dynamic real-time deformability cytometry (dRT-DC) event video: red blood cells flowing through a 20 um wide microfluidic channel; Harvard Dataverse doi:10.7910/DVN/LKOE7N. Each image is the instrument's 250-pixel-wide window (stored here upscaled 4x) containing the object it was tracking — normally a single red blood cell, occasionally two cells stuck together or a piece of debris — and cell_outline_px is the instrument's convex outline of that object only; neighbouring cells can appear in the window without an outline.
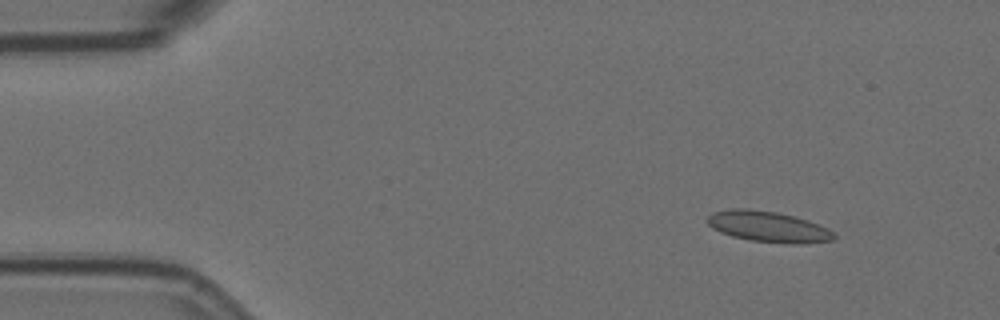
{"species": "Egyptian fruit bat (a non-hibernating species)", "species_latin": "Rousettus aegyptiacus", "temperature_condition": "room temperature", "stored_images_in_passage": 5, "camera_frame_rate_fps": 3000, "um_per_image_px": 0.085, "animal": {"sex": "female"}, "frame": {"image": 1, "passage_image": 2, "time_ms": 0.333, "image_size_px": [1000, 320], "cell_outline_px": [[836, 236], [832, 240], [804, 244], [788, 244], [748, 240], [732, 236], [720, 232], [712, 228], [704, 220], [712, 212], [732, 208], [748, 208], [776, 212], [808, 220], [828, 228]], "centroid_in_image_um": [65.26, 19.27], "position_along_channel_um": 19.7, "area_um2": 22.95}}
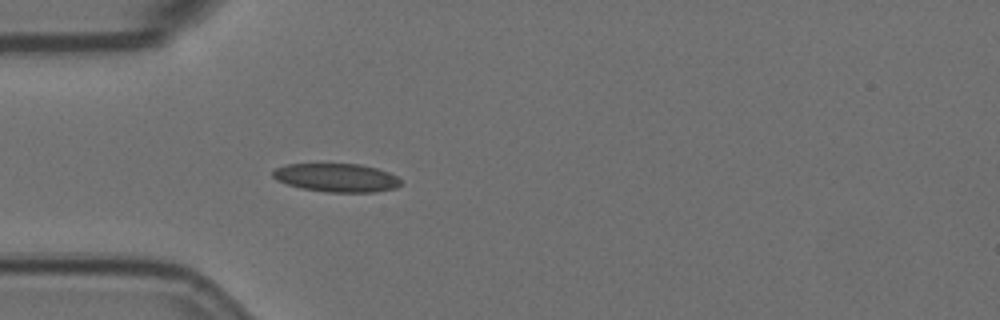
{"frame": {"image": 2, "passage_image": 5, "time_ms": 1.333, "image_size_px": [1000, 320], "cell_outline_px": [[400, 184], [396, 188], [376, 192], [328, 192], [300, 188], [276, 180], [272, 176], [272, 172], [276, 168], [288, 164], [360, 164], [376, 168], [388, 172], [396, 176], [400, 180]], "centroid_in_image_um": [28.6, 15.1], "position_along_channel_um": 56.4, "area_um2": 21.15}}